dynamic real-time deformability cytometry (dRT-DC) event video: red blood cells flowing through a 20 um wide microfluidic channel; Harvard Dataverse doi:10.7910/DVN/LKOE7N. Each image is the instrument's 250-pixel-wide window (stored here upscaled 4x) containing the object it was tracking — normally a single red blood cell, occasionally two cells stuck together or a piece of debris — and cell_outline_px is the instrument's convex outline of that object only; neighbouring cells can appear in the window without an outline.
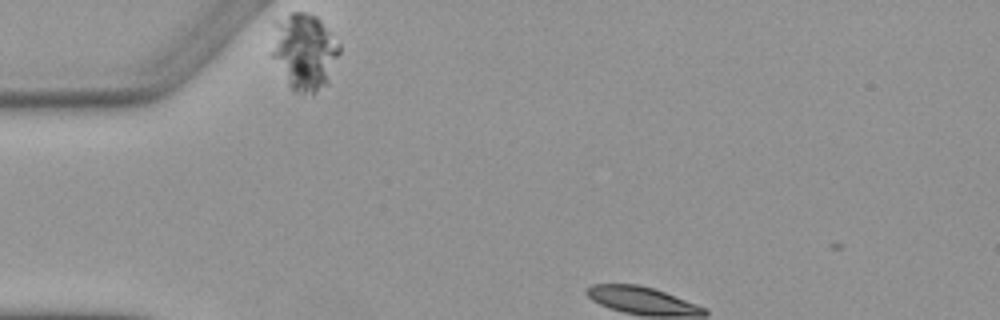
{"species": "Egyptian fruit bat (a non-hibernating species)", "species_latin": "Rousettus aegyptiacus", "temperature_condition": "warm", "stored_images_in_passage": 2, "camera_frame_rate_fps": 3000, "um_per_image_px": 0.085, "animal": {"sex": "female"}, "frame": {"image": 1, "passage_image": 1, "time_ms": 0.0, "image_size_px": [1000, 320], "cell_outline_px": [[340, 52], [328, 84], [312, 96], [292, 92], [272, 56], [272, 52], [276, 20], [292, 12], [304, 12], [316, 16], [320, 20], [340, 44]], "centroid_in_image_um": [25.9, 4.44], "position_along_channel_um": 59.1, "area_um2": 30.29}}